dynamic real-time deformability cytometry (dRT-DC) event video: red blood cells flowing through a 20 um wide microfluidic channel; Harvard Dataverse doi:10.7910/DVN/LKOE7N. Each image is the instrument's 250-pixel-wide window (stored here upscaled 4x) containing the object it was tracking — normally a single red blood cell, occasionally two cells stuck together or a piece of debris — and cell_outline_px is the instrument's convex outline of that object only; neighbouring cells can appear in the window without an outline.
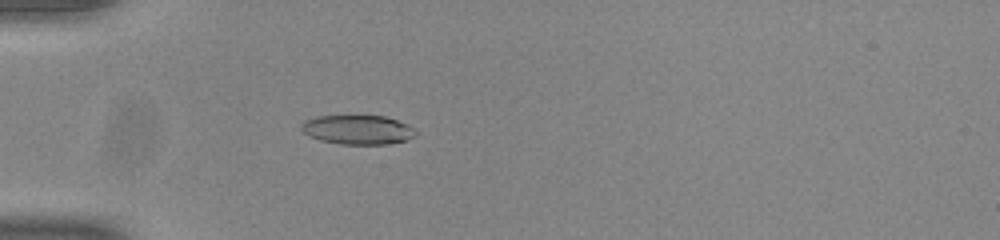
{"species": "common noctule bat (a hibernating species)", "species_latin": "Nyctalus noctula", "temperature_condition": "room temperature", "stored_images_in_passage": 54, "camera_frame_rate_fps": 3000, "um_per_image_px": 0.085, "animal": {"sex": "male", "body_mass_g": 20.0, "forearm_length_mm": 53.3}, "frame": {"image": 1, "passage_image": 17, "time_ms": 5.333, "image_size_px": [1000, 240], "cell_outline_px": [[416, 136], [408, 140], [388, 144], [340, 144], [320, 140], [308, 136], [300, 128], [300, 124], [304, 120], [316, 116], [384, 116], [408, 124], [416, 132]], "centroid_in_image_um": [30.39, 11.03], "position_along_channel_um": 54.6, "area_um2": 19.59}}
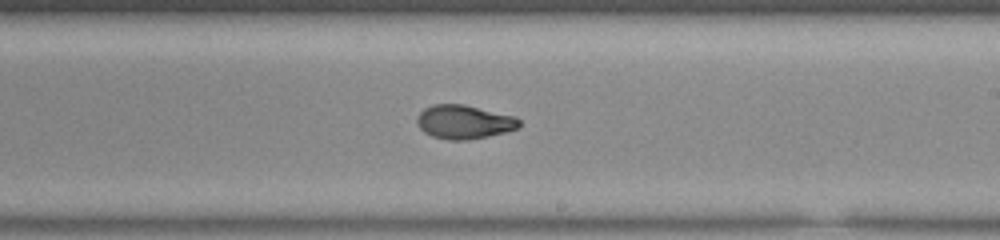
{"frame": {"image": 2, "passage_image": 33, "time_ms": 10.667, "image_size_px": [1000, 240], "cell_outline_px": [[520, 128], [488, 136], [468, 140], [448, 140], [432, 136], [424, 132], [420, 128], [416, 120], [416, 116], [424, 108], [432, 104], [464, 104], [516, 116], [520, 120]], "centroid_in_image_um": [39.45, 10.36], "position_along_channel_um": 249.6, "area_um2": 20.35}}
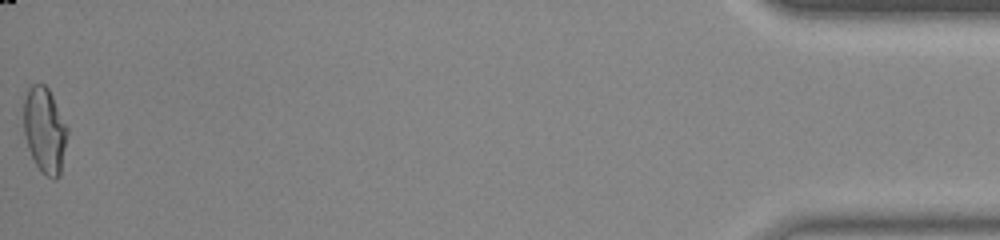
{"frame": {"image": 3, "passage_image": 54, "time_ms": 17.667, "image_size_px": [1000, 240], "cell_outline_px": [[68, 132], [60, 176], [56, 180], [52, 180], [36, 164], [28, 148], [24, 136], [24, 100], [28, 88], [32, 84], [44, 84], [48, 88], [68, 128]], "centroid_in_image_um": [3.8, 11.07], "position_along_channel_um": 431.4, "area_um2": 21.68}, "authors_computed_cell_mechanics": {"area_um2": 20.4323, "velocity_mm_per_s": 3.8881, "shape_relaxation_time_tau1_ms": null, "shape_relaxation_time_tau2_ms": 1.6574, "deformation_change_tau1": null, "deformation_change_tau2": 0.0664}}